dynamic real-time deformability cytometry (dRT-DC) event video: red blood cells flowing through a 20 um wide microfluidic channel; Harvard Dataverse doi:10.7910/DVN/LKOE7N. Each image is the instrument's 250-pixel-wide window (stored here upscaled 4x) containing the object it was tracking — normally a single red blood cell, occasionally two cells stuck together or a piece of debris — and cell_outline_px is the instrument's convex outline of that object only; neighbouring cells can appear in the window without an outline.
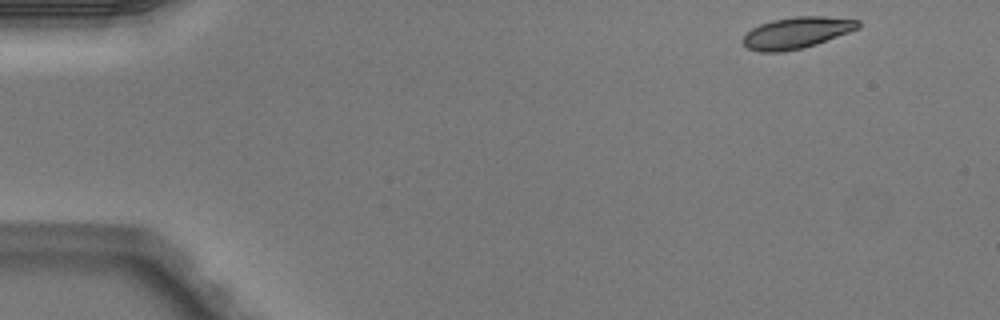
{"species": "Egyptian fruit bat (a non-hibernating species)", "species_latin": "Rousettus aegyptiacus", "temperature_condition": "warm", "stored_images_in_passage": 5, "segment_of_instrument_passage": [1, 2], "camera_frame_rate_fps": 3000, "um_per_image_px": 0.085, "animal": {"sex": "male"}, "frame": {"image": 1, "passage_image": 1, "time_ms": 0.0, "image_size_px": [1000, 320], "cell_outline_px": [[860, 28], [816, 44], [804, 48], [780, 52], [760, 52], [748, 48], [744, 44], [744, 36], [752, 28], [760, 24], [772, 20], [796, 16], [824, 16], [860, 20]], "centroid_in_image_um": [67.74, 2.78], "position_along_channel_um": 17.3, "area_um2": 20.98}}
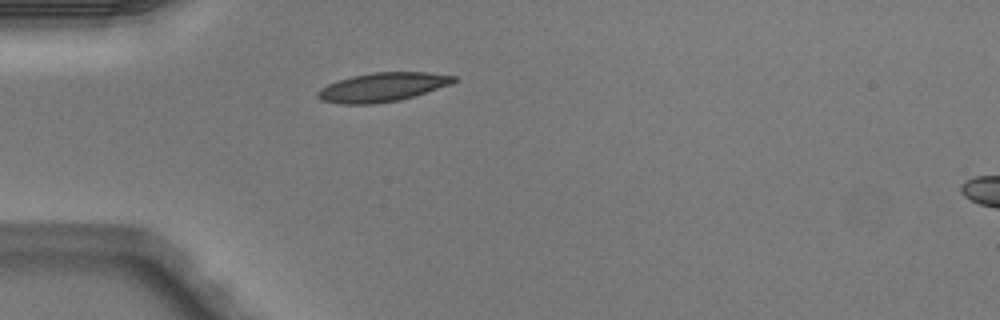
{"frame": {"image": 2, "passage_image": 4, "time_ms": 1.0, "image_size_px": [1000, 320], "cell_outline_px": [[460, 80], [452, 84], [400, 100], [372, 104], [340, 104], [320, 100], [316, 96], [316, 92], [320, 88], [336, 80], [352, 76], [372, 72], [428, 72], [456, 76]], "centroid_in_image_um": [32.5, 7.4], "position_along_channel_um": 52.5, "area_um2": 23.18}}